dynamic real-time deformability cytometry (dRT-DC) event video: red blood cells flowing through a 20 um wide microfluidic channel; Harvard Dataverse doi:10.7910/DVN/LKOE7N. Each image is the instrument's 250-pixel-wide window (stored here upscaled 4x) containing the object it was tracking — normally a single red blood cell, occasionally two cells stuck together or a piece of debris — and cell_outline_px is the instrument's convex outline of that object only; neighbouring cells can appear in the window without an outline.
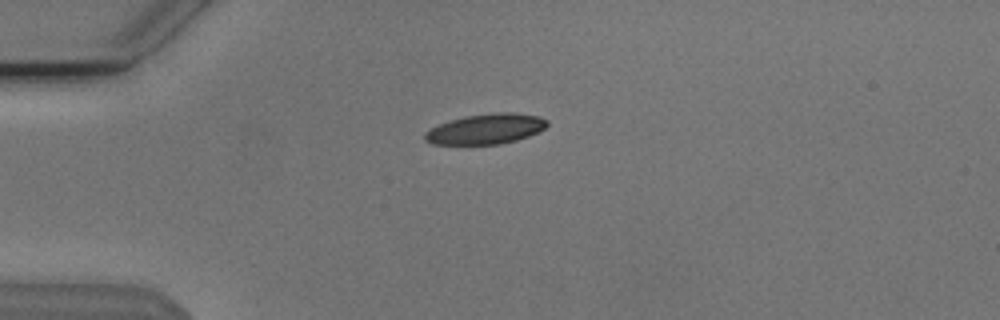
{"species": "Egyptian fruit bat (a non-hibernating species)", "species_latin": "Rousettus aegyptiacus", "temperature_condition": "cold", "stored_images_in_passage": 13, "camera_frame_rate_fps": 3000, "um_per_image_px": 0.085, "animal": {"sex": "male"}, "frame": {"image": 1, "passage_image": 2, "time_ms": 0.333, "image_size_px": [1000, 320], "cell_outline_px": [[548, 124], [544, 128], [528, 136], [516, 140], [500, 144], [432, 144], [424, 140], [424, 132], [440, 124], [464, 116], [496, 112], [512, 112], [540, 116], [548, 120]], "centroid_in_image_um": [41.3, 10.95], "position_along_channel_um": 43.7, "area_um2": 21.44}}
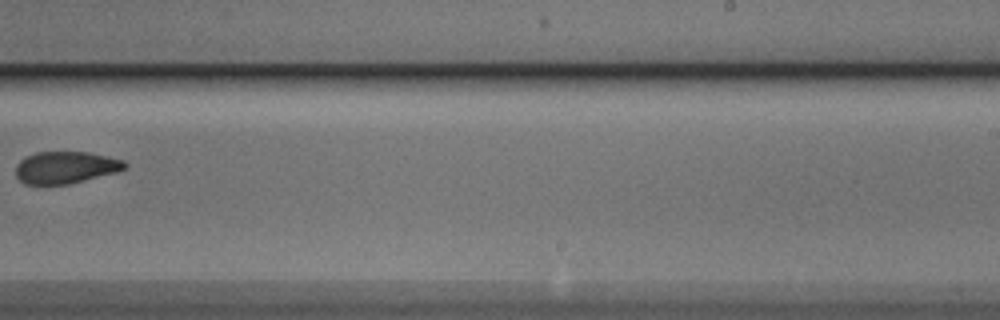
{"frame": {"image": 2, "passage_image": 8, "time_ms": 2.333, "image_size_px": [1000, 320], "cell_outline_px": [[128, 168], [120, 172], [68, 184], [24, 184], [16, 176], [16, 164], [20, 160], [36, 152], [88, 152], [108, 156], [124, 160], [128, 164]], "centroid_in_image_um": [5.64, 14.23], "position_along_channel_um": 283.4, "area_um2": 20.58}}
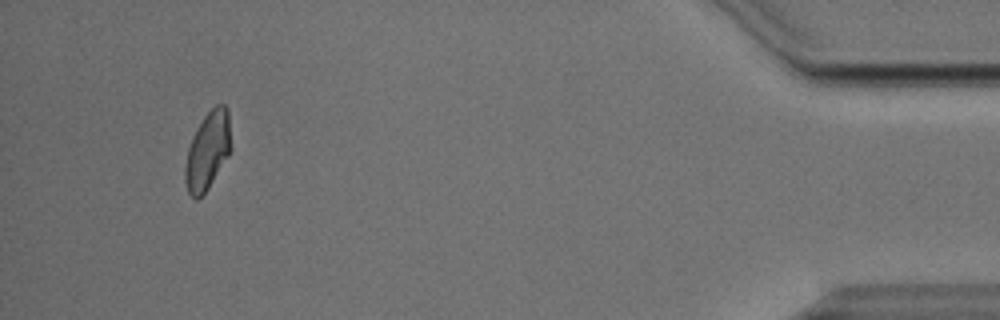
{"frame": {"image": 3, "passage_image": 12, "time_ms": 3.667, "image_size_px": [1000, 320], "cell_outline_px": [[232, 148], [228, 156], [208, 188], [196, 200], [188, 192], [184, 180], [184, 168], [188, 148], [192, 136], [196, 128], [204, 116], [216, 104], [224, 104], [228, 108]], "centroid_in_image_um": [17.66, 12.78], "position_along_channel_um": 417.5, "area_um2": 20.92}}